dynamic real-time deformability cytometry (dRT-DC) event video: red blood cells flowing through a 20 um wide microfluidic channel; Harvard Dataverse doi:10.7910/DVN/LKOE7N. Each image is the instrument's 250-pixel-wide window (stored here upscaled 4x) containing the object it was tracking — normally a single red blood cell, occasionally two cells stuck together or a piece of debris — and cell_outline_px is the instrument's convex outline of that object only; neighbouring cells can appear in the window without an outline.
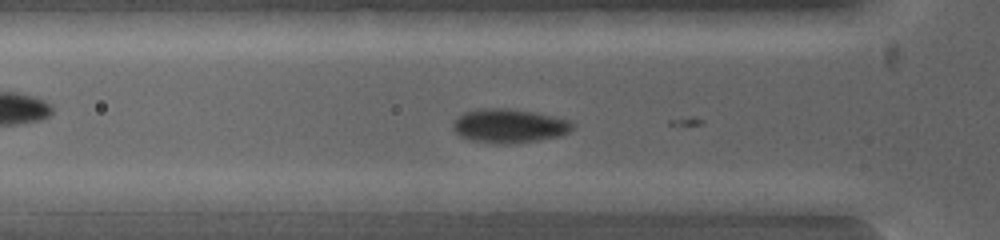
{"species": "common noctule bat (a hibernating species)", "species_latin": "Nyctalus noctula", "temperature_condition": "warm", "stored_images_in_passage": 2, "camera_frame_rate_fps": 5000, "um_per_image_px": 0.085, "animal": {"sex": "female", "body_mass_g": 19.0, "forearm_length_mm": 53.3}, "frame": {"image": 1, "passage_image": 2, "time_ms": 0.2, "image_size_px": [1000, 240], "cell_outline_px": [[788, 200], [784, 216], [772, 216], [652, 208], [616, 200], [644, 192], [764, 192]], "centroid_in_image_um": [60.62, 17.19], "position_along_channel_um": 65.2, "area_um2": 21.5}}